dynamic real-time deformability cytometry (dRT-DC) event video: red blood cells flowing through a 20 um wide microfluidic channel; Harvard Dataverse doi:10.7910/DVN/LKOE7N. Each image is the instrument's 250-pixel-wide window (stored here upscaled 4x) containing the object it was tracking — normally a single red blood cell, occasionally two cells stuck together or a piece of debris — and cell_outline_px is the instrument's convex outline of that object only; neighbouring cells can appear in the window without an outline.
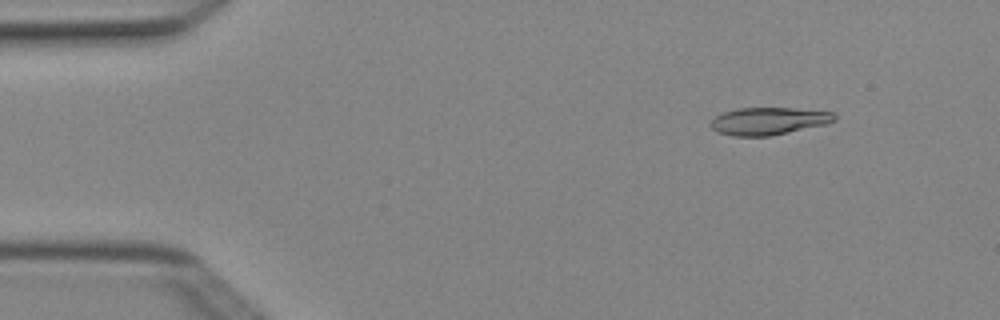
{"species": "Egyptian fruit bat (a non-hibernating species)", "species_latin": "Rousettus aegyptiacus", "temperature_condition": "cold", "stored_images_in_passage": 4, "segment_of_instrument_passage": [1, 2], "camera_frame_rate_fps": 3000, "um_per_image_px": 0.085, "animal": {"sex": "female"}, "frame": {"image": 1, "passage_image": 2, "time_ms": 0.333, "image_size_px": [1000, 320], "cell_outline_px": [[836, 120], [828, 124], [772, 136], [732, 136], [716, 132], [708, 124], [716, 116], [724, 112], [736, 108], [792, 108], [832, 112], [836, 116]], "centroid_in_image_um": [65.32, 10.3], "position_along_channel_um": 19.7, "area_um2": 20.0}}